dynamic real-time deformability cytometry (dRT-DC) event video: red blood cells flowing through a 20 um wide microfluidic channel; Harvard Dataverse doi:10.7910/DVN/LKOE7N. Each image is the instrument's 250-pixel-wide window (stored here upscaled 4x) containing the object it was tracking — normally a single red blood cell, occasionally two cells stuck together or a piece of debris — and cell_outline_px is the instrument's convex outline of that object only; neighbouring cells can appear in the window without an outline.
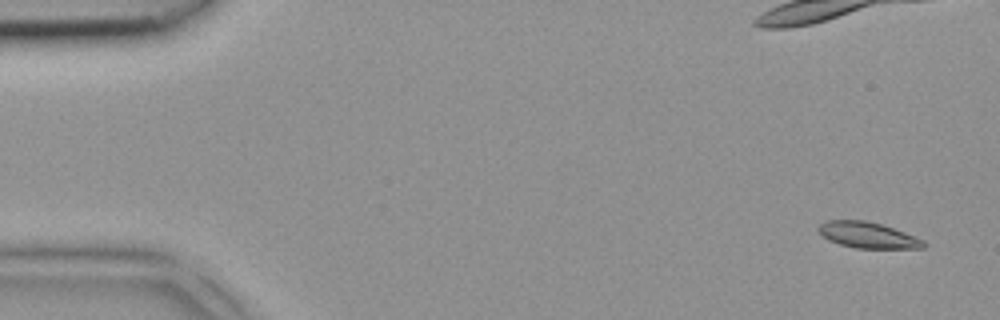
{"species": "common noctule bat (a hibernating species)", "species_latin": "Nyctalus noctula", "temperature_condition": "room temperature", "stored_images_in_passage": 7, "camera_frame_rate_fps": 3000, "um_per_image_px": 0.085, "animal": {"sex": "female", "body_mass_g": 18.4}, "frame": {"image": 1, "passage_image": 1, "time_ms": 0.0, "image_size_px": [1000, 320], "cell_outline_px": [[924, 248], [856, 248], [840, 244], [828, 240], [820, 236], [816, 228], [820, 224], [828, 220], [864, 220], [880, 224], [904, 232], [924, 240]], "centroid_in_image_um": [73.69, 19.98], "position_along_channel_um": 11.3, "area_um2": 15.84}}